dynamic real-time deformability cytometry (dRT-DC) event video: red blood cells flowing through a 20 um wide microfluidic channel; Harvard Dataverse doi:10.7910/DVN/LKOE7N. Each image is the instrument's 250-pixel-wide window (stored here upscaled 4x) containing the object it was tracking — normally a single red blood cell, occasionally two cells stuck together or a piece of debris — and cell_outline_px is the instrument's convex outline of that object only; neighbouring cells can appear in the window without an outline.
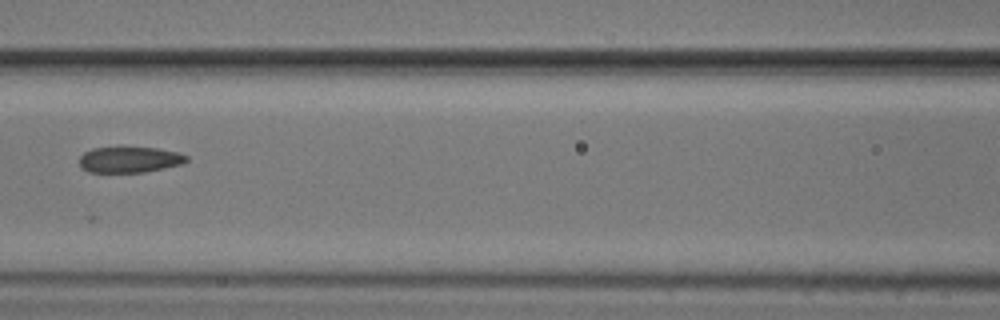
{"species": "common noctule bat (a hibernating species)", "species_latin": "Nyctalus noctula", "temperature_condition": "cold", "stored_images_in_passage": 4, "camera_frame_rate_fps": 3000, "um_per_image_px": 0.085, "animal": {"sex": "male", "body_mass_g": 20.5, "forearm_length_mm": 52.5}, "frame": {"image": 1, "passage_image": 4, "time_ms": 3.333, "image_size_px": [1000, 320], "cell_outline_px": [[188, 160], [180, 164], [164, 168], [144, 172], [88, 172], [80, 168], [80, 156], [84, 152], [92, 148], [120, 144], [156, 148], [180, 152], [188, 156]], "centroid_in_image_um": [10.97, 13.51], "position_along_channel_um": 155.6, "area_um2": 16.99}}